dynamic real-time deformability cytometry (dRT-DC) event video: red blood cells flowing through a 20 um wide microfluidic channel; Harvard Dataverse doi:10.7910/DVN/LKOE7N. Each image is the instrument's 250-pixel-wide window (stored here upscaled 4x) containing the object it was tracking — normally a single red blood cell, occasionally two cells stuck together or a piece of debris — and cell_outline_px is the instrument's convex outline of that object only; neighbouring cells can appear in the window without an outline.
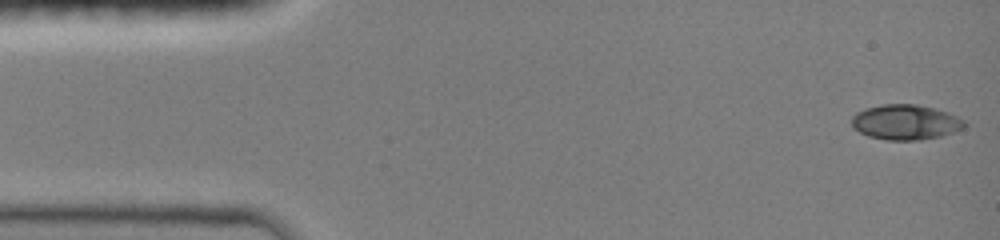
{"species": "common noctule bat (a hibernating species)", "species_latin": "Nyctalus noctula", "temperature_condition": "room temperature", "stored_images_in_passage": 42, "camera_frame_rate_fps": 3000, "um_per_image_px": 0.085, "animal": {"sex": "female", "body_mass_g": 19.0, "forearm_length_mm": 51.5}, "frame": {"image": 1, "passage_image": 1, "time_ms": 0.0, "image_size_px": [1000, 240], "cell_outline_px": [[968, 124], [964, 128], [940, 136], [920, 140], [888, 140], [868, 136], [852, 128], [852, 116], [856, 112], [864, 108], [880, 104], [916, 104], [948, 112], [964, 120]], "centroid_in_image_um": [76.95, 10.38], "position_along_channel_um": 8.1, "area_um2": 23.18}}
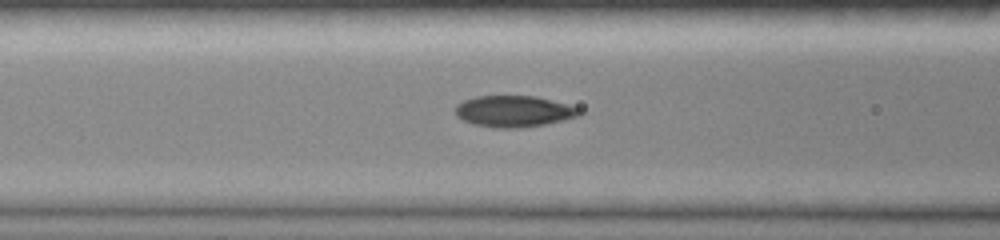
{"frame": {"image": 2, "passage_image": 23, "time_ms": 5.667, "image_size_px": [1000, 240], "cell_outline_px": [[584, 112], [580, 116], [564, 120], [544, 124], [520, 128], [496, 128], [472, 124], [456, 116], [456, 104], [464, 100], [476, 96], [536, 96], [580, 108]], "centroid_in_image_um": [43.69, 9.46], "position_along_channel_um": 122.9, "area_um2": 22.72}}
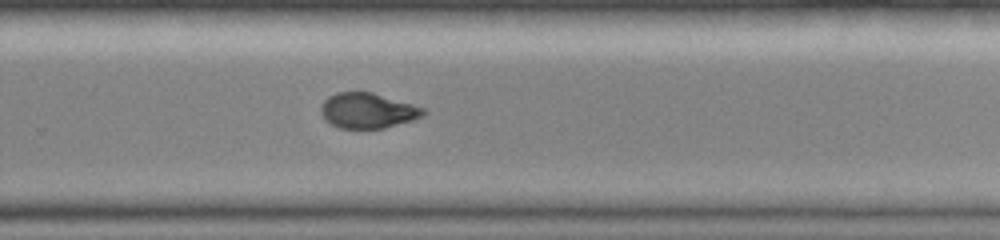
{"frame": {"image": 3, "passage_image": 42, "time_ms": 10.0, "image_size_px": [1000, 240], "cell_outline_px": [[428, 112], [424, 116], [412, 120], [384, 128], [340, 128], [324, 120], [320, 112], [320, 104], [328, 96], [336, 92], [372, 92], [412, 104], [424, 108]], "centroid_in_image_um": [31.23, 9.4], "position_along_channel_um": 298.6, "area_um2": 21.15}}